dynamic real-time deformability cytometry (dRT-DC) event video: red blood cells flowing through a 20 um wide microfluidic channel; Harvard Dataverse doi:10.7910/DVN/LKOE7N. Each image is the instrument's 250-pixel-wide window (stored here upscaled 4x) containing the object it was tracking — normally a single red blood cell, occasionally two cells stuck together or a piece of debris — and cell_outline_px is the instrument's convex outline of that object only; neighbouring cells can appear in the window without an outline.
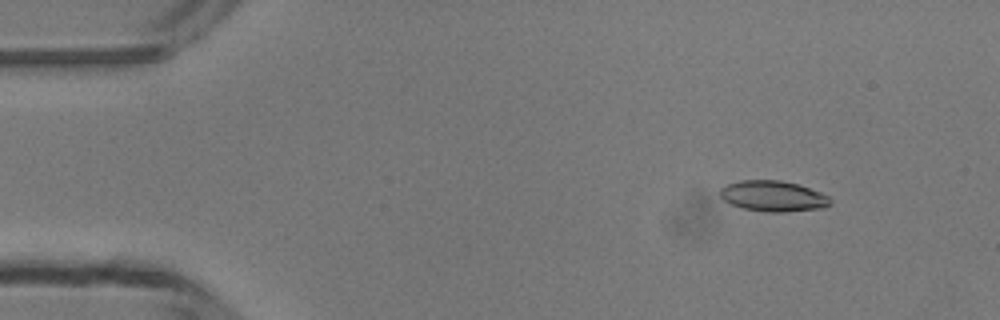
{"species": "common noctule bat (a hibernating species)", "species_latin": "Nyctalus noctula", "temperature_condition": "room temperature", "stored_images_in_passage": 49, "camera_frame_rate_fps": 3000, "um_per_image_px": 0.085, "animal": {"sex": "male", "body_mass_g": 13.3}, "frame": {"image": 1, "passage_image": 6, "time_ms": 1.667, "image_size_px": [1000, 320], "cell_outline_px": [[832, 204], [824, 208], [784, 212], [768, 212], [744, 208], [732, 204], [724, 200], [720, 196], [720, 188], [728, 184], [740, 180], [780, 180], [796, 184], [820, 192], [828, 196], [832, 200]], "centroid_in_image_um": [65.74, 16.67], "position_along_channel_um": 19.3, "area_um2": 19.65}}
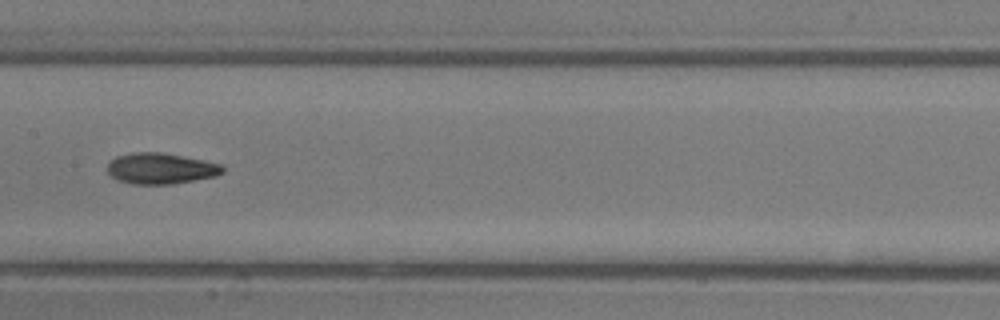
{"frame": {"image": 2, "passage_image": 25, "time_ms": 8.0, "image_size_px": [1000, 320], "cell_outline_px": [[224, 172], [216, 176], [172, 184], [132, 184], [116, 180], [108, 172], [108, 164], [116, 156], [132, 152], [160, 152], [204, 160], [220, 164], [224, 168]], "centroid_in_image_um": [13.65, 14.32], "position_along_channel_um": 193.7, "area_um2": 20.75}}
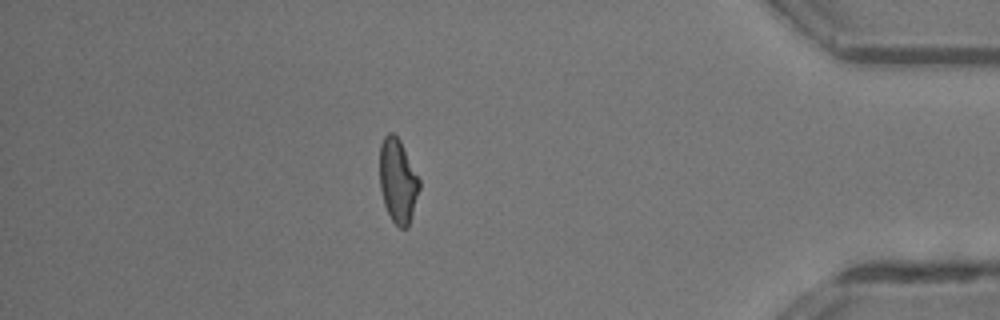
{"frame": {"image": 3, "passage_image": 43, "time_ms": 14.0, "image_size_px": [1000, 320], "cell_outline_px": [[420, 188], [408, 228], [400, 228], [392, 220], [384, 204], [380, 188], [380, 144], [384, 136], [388, 132], [392, 132], [400, 140], [420, 180]], "centroid_in_image_um": [33.81, 15.37], "position_along_channel_um": 401.4, "area_um2": 19.36}, "authors_computed_cell_mechanics": {"area_um2": 19.7098, "velocity_mm_per_s": 4.1943, "shape_relaxation_time_tau1_ms": 6.4986, "shape_relaxation_time_tau2_ms": 2.592, "deformation_change_tau1": 0.1812, "deformation_change_tau2": 0.0966}}